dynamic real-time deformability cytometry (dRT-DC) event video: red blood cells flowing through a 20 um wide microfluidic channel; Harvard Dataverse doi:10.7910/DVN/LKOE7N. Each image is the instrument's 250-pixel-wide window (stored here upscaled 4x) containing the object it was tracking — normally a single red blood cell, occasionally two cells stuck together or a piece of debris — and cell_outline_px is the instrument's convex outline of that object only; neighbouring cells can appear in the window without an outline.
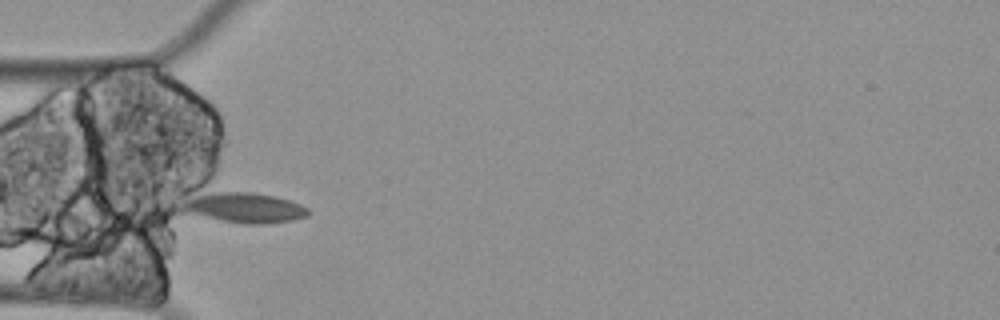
{"species": "Egyptian fruit bat (a non-hibernating species)", "species_latin": "Rousettus aegyptiacus", "temperature_condition": "cold", "stored_images_in_passage": 43, "camera_frame_rate_fps": 3000, "um_per_image_px": 0.085, "animal": {"sex": "female"}, "frame": {"image": 1, "passage_image": 1, "time_ms": 0.0, "image_size_px": [1000, 320], "cell_outline_px": [[308, 212], [304, 216], [292, 220], [264, 224], [244, 224], [224, 220], [192, 212], [180, 208], [196, 184], [252, 192], [276, 196], [300, 204], [308, 208]], "centroid_in_image_um": [20.54, 17.5], "position_along_channel_um": 64.5, "area_um2": 23.64}}
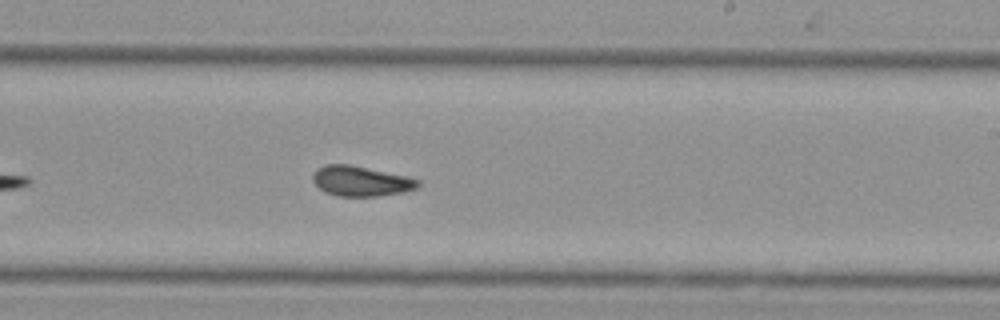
{"frame": {"image": 2, "passage_image": 18, "time_ms": 5.667, "image_size_px": [1000, 320], "cell_outline_px": [[420, 184], [416, 188], [404, 192], [376, 196], [336, 196], [324, 192], [312, 180], [312, 176], [316, 168], [324, 164], [348, 164], [408, 176], [420, 180]], "centroid_in_image_um": [30.66, 15.39], "position_along_channel_um": 258.3, "area_um2": 18.55}}
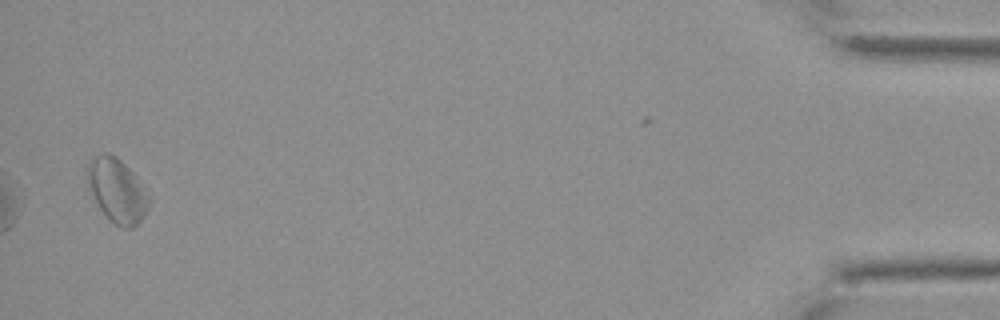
{"frame": {"image": 3, "passage_image": 41, "time_ms": 13.333, "image_size_px": [1000, 320], "cell_outline_px": [[152, 200], [144, 216], [132, 228], [124, 228], [116, 224], [96, 204], [88, 188], [88, 164], [92, 156], [104, 152], [108, 152], [116, 156], [136, 176], [152, 196]], "centroid_in_image_um": [9.98, 16.17], "position_along_channel_um": 425.2, "area_um2": 23.0}}